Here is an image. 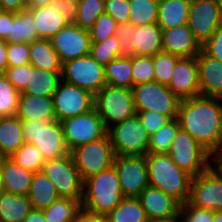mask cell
I'll list each match as a JSON object with an SVG mask.
<instances>
[{
  "mask_svg": "<svg viewBox=\"0 0 222 222\" xmlns=\"http://www.w3.org/2000/svg\"><path fill=\"white\" fill-rule=\"evenodd\" d=\"M163 51L180 58L195 57L202 47L187 24L162 30Z\"/></svg>",
  "mask_w": 222,
  "mask_h": 222,
  "instance_id": "ffe728a7",
  "label": "cell"
},
{
  "mask_svg": "<svg viewBox=\"0 0 222 222\" xmlns=\"http://www.w3.org/2000/svg\"><path fill=\"white\" fill-rule=\"evenodd\" d=\"M221 169H222V151L221 153L215 158V162Z\"/></svg>",
  "mask_w": 222,
  "mask_h": 222,
  "instance_id": "be15d7a7",
  "label": "cell"
},
{
  "mask_svg": "<svg viewBox=\"0 0 222 222\" xmlns=\"http://www.w3.org/2000/svg\"><path fill=\"white\" fill-rule=\"evenodd\" d=\"M120 45L116 35L100 43H91L90 56L104 67L111 61L120 57Z\"/></svg>",
  "mask_w": 222,
  "mask_h": 222,
  "instance_id": "60d3db41",
  "label": "cell"
},
{
  "mask_svg": "<svg viewBox=\"0 0 222 222\" xmlns=\"http://www.w3.org/2000/svg\"><path fill=\"white\" fill-rule=\"evenodd\" d=\"M70 154L83 182L110 168L116 157L108 134L73 149Z\"/></svg>",
  "mask_w": 222,
  "mask_h": 222,
  "instance_id": "52a82bcc",
  "label": "cell"
},
{
  "mask_svg": "<svg viewBox=\"0 0 222 222\" xmlns=\"http://www.w3.org/2000/svg\"><path fill=\"white\" fill-rule=\"evenodd\" d=\"M135 26L131 23L118 24L116 36L120 45V57H132L133 52V36Z\"/></svg>",
  "mask_w": 222,
  "mask_h": 222,
  "instance_id": "bcb514c9",
  "label": "cell"
},
{
  "mask_svg": "<svg viewBox=\"0 0 222 222\" xmlns=\"http://www.w3.org/2000/svg\"><path fill=\"white\" fill-rule=\"evenodd\" d=\"M113 166L124 197H139L149 185L145 155L116 156Z\"/></svg>",
  "mask_w": 222,
  "mask_h": 222,
  "instance_id": "9a60e30c",
  "label": "cell"
},
{
  "mask_svg": "<svg viewBox=\"0 0 222 222\" xmlns=\"http://www.w3.org/2000/svg\"><path fill=\"white\" fill-rule=\"evenodd\" d=\"M30 64L35 68L62 71V63L47 39L39 38L30 43Z\"/></svg>",
  "mask_w": 222,
  "mask_h": 222,
  "instance_id": "1f68e13d",
  "label": "cell"
},
{
  "mask_svg": "<svg viewBox=\"0 0 222 222\" xmlns=\"http://www.w3.org/2000/svg\"><path fill=\"white\" fill-rule=\"evenodd\" d=\"M32 209L28 195L4 192L0 197V222H23Z\"/></svg>",
  "mask_w": 222,
  "mask_h": 222,
  "instance_id": "4dcf8cb0",
  "label": "cell"
},
{
  "mask_svg": "<svg viewBox=\"0 0 222 222\" xmlns=\"http://www.w3.org/2000/svg\"><path fill=\"white\" fill-rule=\"evenodd\" d=\"M28 197L33 209L38 210L49 207L60 198L54 184L42 170L34 173Z\"/></svg>",
  "mask_w": 222,
  "mask_h": 222,
  "instance_id": "f546056e",
  "label": "cell"
},
{
  "mask_svg": "<svg viewBox=\"0 0 222 222\" xmlns=\"http://www.w3.org/2000/svg\"><path fill=\"white\" fill-rule=\"evenodd\" d=\"M129 23L136 26L157 23L159 0H129Z\"/></svg>",
  "mask_w": 222,
  "mask_h": 222,
  "instance_id": "d590c367",
  "label": "cell"
},
{
  "mask_svg": "<svg viewBox=\"0 0 222 222\" xmlns=\"http://www.w3.org/2000/svg\"><path fill=\"white\" fill-rule=\"evenodd\" d=\"M16 116L20 120L54 121L53 98L30 94H20Z\"/></svg>",
  "mask_w": 222,
  "mask_h": 222,
  "instance_id": "603a6c76",
  "label": "cell"
},
{
  "mask_svg": "<svg viewBox=\"0 0 222 222\" xmlns=\"http://www.w3.org/2000/svg\"><path fill=\"white\" fill-rule=\"evenodd\" d=\"M213 222H222V211H214Z\"/></svg>",
  "mask_w": 222,
  "mask_h": 222,
  "instance_id": "6125c7cd",
  "label": "cell"
},
{
  "mask_svg": "<svg viewBox=\"0 0 222 222\" xmlns=\"http://www.w3.org/2000/svg\"><path fill=\"white\" fill-rule=\"evenodd\" d=\"M21 122L25 143L34 144L45 161L70 154L60 121L21 120Z\"/></svg>",
  "mask_w": 222,
  "mask_h": 222,
  "instance_id": "277c9868",
  "label": "cell"
},
{
  "mask_svg": "<svg viewBox=\"0 0 222 222\" xmlns=\"http://www.w3.org/2000/svg\"><path fill=\"white\" fill-rule=\"evenodd\" d=\"M81 202L82 200L60 197L42 211L47 222H76L82 209Z\"/></svg>",
  "mask_w": 222,
  "mask_h": 222,
  "instance_id": "e575fe53",
  "label": "cell"
},
{
  "mask_svg": "<svg viewBox=\"0 0 222 222\" xmlns=\"http://www.w3.org/2000/svg\"><path fill=\"white\" fill-rule=\"evenodd\" d=\"M179 129L177 118L171 119L150 136L147 153H168Z\"/></svg>",
  "mask_w": 222,
  "mask_h": 222,
  "instance_id": "8d00e7d4",
  "label": "cell"
},
{
  "mask_svg": "<svg viewBox=\"0 0 222 222\" xmlns=\"http://www.w3.org/2000/svg\"><path fill=\"white\" fill-rule=\"evenodd\" d=\"M202 50L210 57L222 61V25L211 35L202 46Z\"/></svg>",
  "mask_w": 222,
  "mask_h": 222,
  "instance_id": "f5cc1de1",
  "label": "cell"
},
{
  "mask_svg": "<svg viewBox=\"0 0 222 222\" xmlns=\"http://www.w3.org/2000/svg\"><path fill=\"white\" fill-rule=\"evenodd\" d=\"M180 57L164 51L153 56L154 81L168 86L173 70Z\"/></svg>",
  "mask_w": 222,
  "mask_h": 222,
  "instance_id": "b9f144b4",
  "label": "cell"
},
{
  "mask_svg": "<svg viewBox=\"0 0 222 222\" xmlns=\"http://www.w3.org/2000/svg\"><path fill=\"white\" fill-rule=\"evenodd\" d=\"M49 5L54 7L68 23H75L78 0H50Z\"/></svg>",
  "mask_w": 222,
  "mask_h": 222,
  "instance_id": "816d5d0a",
  "label": "cell"
},
{
  "mask_svg": "<svg viewBox=\"0 0 222 222\" xmlns=\"http://www.w3.org/2000/svg\"><path fill=\"white\" fill-rule=\"evenodd\" d=\"M4 74L11 84L21 92L30 78V63L22 66L8 67Z\"/></svg>",
  "mask_w": 222,
  "mask_h": 222,
  "instance_id": "f907efd6",
  "label": "cell"
},
{
  "mask_svg": "<svg viewBox=\"0 0 222 222\" xmlns=\"http://www.w3.org/2000/svg\"><path fill=\"white\" fill-rule=\"evenodd\" d=\"M189 29L202 47L222 25V11L218 0H201L190 4L187 20Z\"/></svg>",
  "mask_w": 222,
  "mask_h": 222,
  "instance_id": "2e32d148",
  "label": "cell"
},
{
  "mask_svg": "<svg viewBox=\"0 0 222 222\" xmlns=\"http://www.w3.org/2000/svg\"><path fill=\"white\" fill-rule=\"evenodd\" d=\"M180 217H183L180 222H213L214 211L201 209L189 202L180 205Z\"/></svg>",
  "mask_w": 222,
  "mask_h": 222,
  "instance_id": "7dc6e473",
  "label": "cell"
},
{
  "mask_svg": "<svg viewBox=\"0 0 222 222\" xmlns=\"http://www.w3.org/2000/svg\"><path fill=\"white\" fill-rule=\"evenodd\" d=\"M23 222H47L42 210L32 209Z\"/></svg>",
  "mask_w": 222,
  "mask_h": 222,
  "instance_id": "680465c9",
  "label": "cell"
},
{
  "mask_svg": "<svg viewBox=\"0 0 222 222\" xmlns=\"http://www.w3.org/2000/svg\"><path fill=\"white\" fill-rule=\"evenodd\" d=\"M27 9V0H0V10L18 13Z\"/></svg>",
  "mask_w": 222,
  "mask_h": 222,
  "instance_id": "db71d44e",
  "label": "cell"
},
{
  "mask_svg": "<svg viewBox=\"0 0 222 222\" xmlns=\"http://www.w3.org/2000/svg\"><path fill=\"white\" fill-rule=\"evenodd\" d=\"M138 198L149 220L169 219L180 213V204L158 188L148 185Z\"/></svg>",
  "mask_w": 222,
  "mask_h": 222,
  "instance_id": "d6986e66",
  "label": "cell"
},
{
  "mask_svg": "<svg viewBox=\"0 0 222 222\" xmlns=\"http://www.w3.org/2000/svg\"><path fill=\"white\" fill-rule=\"evenodd\" d=\"M52 98L56 120L60 122L93 109L94 95L90 91L63 80Z\"/></svg>",
  "mask_w": 222,
  "mask_h": 222,
  "instance_id": "5bb4252c",
  "label": "cell"
},
{
  "mask_svg": "<svg viewBox=\"0 0 222 222\" xmlns=\"http://www.w3.org/2000/svg\"><path fill=\"white\" fill-rule=\"evenodd\" d=\"M50 41L61 63L90 54L89 30L82 29L75 23H68Z\"/></svg>",
  "mask_w": 222,
  "mask_h": 222,
  "instance_id": "e0dca14e",
  "label": "cell"
},
{
  "mask_svg": "<svg viewBox=\"0 0 222 222\" xmlns=\"http://www.w3.org/2000/svg\"><path fill=\"white\" fill-rule=\"evenodd\" d=\"M9 158L19 166L34 173L41 171L45 162L43 155L32 143H24Z\"/></svg>",
  "mask_w": 222,
  "mask_h": 222,
  "instance_id": "f35d334b",
  "label": "cell"
},
{
  "mask_svg": "<svg viewBox=\"0 0 222 222\" xmlns=\"http://www.w3.org/2000/svg\"><path fill=\"white\" fill-rule=\"evenodd\" d=\"M116 156L146 155L150 135L137 115L107 129Z\"/></svg>",
  "mask_w": 222,
  "mask_h": 222,
  "instance_id": "ba28073f",
  "label": "cell"
},
{
  "mask_svg": "<svg viewBox=\"0 0 222 222\" xmlns=\"http://www.w3.org/2000/svg\"><path fill=\"white\" fill-rule=\"evenodd\" d=\"M76 222H108V220L105 215L93 214L81 209Z\"/></svg>",
  "mask_w": 222,
  "mask_h": 222,
  "instance_id": "9f6ffc18",
  "label": "cell"
},
{
  "mask_svg": "<svg viewBox=\"0 0 222 222\" xmlns=\"http://www.w3.org/2000/svg\"><path fill=\"white\" fill-rule=\"evenodd\" d=\"M167 154L178 168L186 171L192 177L208 170L213 165L212 160L215 162V158L181 128Z\"/></svg>",
  "mask_w": 222,
  "mask_h": 222,
  "instance_id": "8992f818",
  "label": "cell"
},
{
  "mask_svg": "<svg viewBox=\"0 0 222 222\" xmlns=\"http://www.w3.org/2000/svg\"><path fill=\"white\" fill-rule=\"evenodd\" d=\"M50 0H27V8H40L49 5Z\"/></svg>",
  "mask_w": 222,
  "mask_h": 222,
  "instance_id": "91938a15",
  "label": "cell"
},
{
  "mask_svg": "<svg viewBox=\"0 0 222 222\" xmlns=\"http://www.w3.org/2000/svg\"><path fill=\"white\" fill-rule=\"evenodd\" d=\"M118 23L107 13H101L89 29L91 43H100L116 35Z\"/></svg>",
  "mask_w": 222,
  "mask_h": 222,
  "instance_id": "ee69618b",
  "label": "cell"
},
{
  "mask_svg": "<svg viewBox=\"0 0 222 222\" xmlns=\"http://www.w3.org/2000/svg\"><path fill=\"white\" fill-rule=\"evenodd\" d=\"M189 0H159L157 25L162 30L187 24Z\"/></svg>",
  "mask_w": 222,
  "mask_h": 222,
  "instance_id": "484cf974",
  "label": "cell"
},
{
  "mask_svg": "<svg viewBox=\"0 0 222 222\" xmlns=\"http://www.w3.org/2000/svg\"><path fill=\"white\" fill-rule=\"evenodd\" d=\"M181 217L178 215L177 217H172L169 219H159V220H149L148 222H178Z\"/></svg>",
  "mask_w": 222,
  "mask_h": 222,
  "instance_id": "94428289",
  "label": "cell"
},
{
  "mask_svg": "<svg viewBox=\"0 0 222 222\" xmlns=\"http://www.w3.org/2000/svg\"><path fill=\"white\" fill-rule=\"evenodd\" d=\"M20 94L7 76L0 73V118L17 114Z\"/></svg>",
  "mask_w": 222,
  "mask_h": 222,
  "instance_id": "74e56055",
  "label": "cell"
},
{
  "mask_svg": "<svg viewBox=\"0 0 222 222\" xmlns=\"http://www.w3.org/2000/svg\"><path fill=\"white\" fill-rule=\"evenodd\" d=\"M42 171L54 184L59 197L83 199L84 182L71 154L59 159L46 160Z\"/></svg>",
  "mask_w": 222,
  "mask_h": 222,
  "instance_id": "30bf717a",
  "label": "cell"
},
{
  "mask_svg": "<svg viewBox=\"0 0 222 222\" xmlns=\"http://www.w3.org/2000/svg\"><path fill=\"white\" fill-rule=\"evenodd\" d=\"M24 143L21 120L16 115L0 118V156L10 157Z\"/></svg>",
  "mask_w": 222,
  "mask_h": 222,
  "instance_id": "83f0119b",
  "label": "cell"
},
{
  "mask_svg": "<svg viewBox=\"0 0 222 222\" xmlns=\"http://www.w3.org/2000/svg\"><path fill=\"white\" fill-rule=\"evenodd\" d=\"M10 34V12L0 10V40H5Z\"/></svg>",
  "mask_w": 222,
  "mask_h": 222,
  "instance_id": "11a10c76",
  "label": "cell"
},
{
  "mask_svg": "<svg viewBox=\"0 0 222 222\" xmlns=\"http://www.w3.org/2000/svg\"><path fill=\"white\" fill-rule=\"evenodd\" d=\"M61 72L35 68L30 64V78L20 93L53 97L58 84L62 80Z\"/></svg>",
  "mask_w": 222,
  "mask_h": 222,
  "instance_id": "d4e9b609",
  "label": "cell"
},
{
  "mask_svg": "<svg viewBox=\"0 0 222 222\" xmlns=\"http://www.w3.org/2000/svg\"><path fill=\"white\" fill-rule=\"evenodd\" d=\"M123 198L113 165L84 181L81 204L82 209L90 213L106 216Z\"/></svg>",
  "mask_w": 222,
  "mask_h": 222,
  "instance_id": "3957f363",
  "label": "cell"
},
{
  "mask_svg": "<svg viewBox=\"0 0 222 222\" xmlns=\"http://www.w3.org/2000/svg\"><path fill=\"white\" fill-rule=\"evenodd\" d=\"M218 4H219V7L221 8V11H222V0H218Z\"/></svg>",
  "mask_w": 222,
  "mask_h": 222,
  "instance_id": "03108f58",
  "label": "cell"
},
{
  "mask_svg": "<svg viewBox=\"0 0 222 222\" xmlns=\"http://www.w3.org/2000/svg\"><path fill=\"white\" fill-rule=\"evenodd\" d=\"M189 1L192 3V2H195V1H201V0H189Z\"/></svg>",
  "mask_w": 222,
  "mask_h": 222,
  "instance_id": "003e7915",
  "label": "cell"
},
{
  "mask_svg": "<svg viewBox=\"0 0 222 222\" xmlns=\"http://www.w3.org/2000/svg\"><path fill=\"white\" fill-rule=\"evenodd\" d=\"M0 171L4 191L17 195H28L34 172L19 166L9 157H1Z\"/></svg>",
  "mask_w": 222,
  "mask_h": 222,
  "instance_id": "7402d4cb",
  "label": "cell"
},
{
  "mask_svg": "<svg viewBox=\"0 0 222 222\" xmlns=\"http://www.w3.org/2000/svg\"><path fill=\"white\" fill-rule=\"evenodd\" d=\"M180 100L200 96L199 69L195 57L180 58L167 86Z\"/></svg>",
  "mask_w": 222,
  "mask_h": 222,
  "instance_id": "ac0fdd59",
  "label": "cell"
},
{
  "mask_svg": "<svg viewBox=\"0 0 222 222\" xmlns=\"http://www.w3.org/2000/svg\"><path fill=\"white\" fill-rule=\"evenodd\" d=\"M7 68V42L0 40V73H5Z\"/></svg>",
  "mask_w": 222,
  "mask_h": 222,
  "instance_id": "6f0895ef",
  "label": "cell"
},
{
  "mask_svg": "<svg viewBox=\"0 0 222 222\" xmlns=\"http://www.w3.org/2000/svg\"><path fill=\"white\" fill-rule=\"evenodd\" d=\"M133 86L154 81L153 56H132Z\"/></svg>",
  "mask_w": 222,
  "mask_h": 222,
  "instance_id": "7bdbcfd3",
  "label": "cell"
},
{
  "mask_svg": "<svg viewBox=\"0 0 222 222\" xmlns=\"http://www.w3.org/2000/svg\"><path fill=\"white\" fill-rule=\"evenodd\" d=\"M200 96L222 98V61L201 50L197 55Z\"/></svg>",
  "mask_w": 222,
  "mask_h": 222,
  "instance_id": "44dd1931",
  "label": "cell"
},
{
  "mask_svg": "<svg viewBox=\"0 0 222 222\" xmlns=\"http://www.w3.org/2000/svg\"><path fill=\"white\" fill-rule=\"evenodd\" d=\"M108 222H148L146 211L138 197H124L107 215Z\"/></svg>",
  "mask_w": 222,
  "mask_h": 222,
  "instance_id": "d6a6232c",
  "label": "cell"
},
{
  "mask_svg": "<svg viewBox=\"0 0 222 222\" xmlns=\"http://www.w3.org/2000/svg\"><path fill=\"white\" fill-rule=\"evenodd\" d=\"M149 186L158 188L180 205L188 202L192 176L178 168L167 153H147Z\"/></svg>",
  "mask_w": 222,
  "mask_h": 222,
  "instance_id": "7a4b0ae2",
  "label": "cell"
},
{
  "mask_svg": "<svg viewBox=\"0 0 222 222\" xmlns=\"http://www.w3.org/2000/svg\"><path fill=\"white\" fill-rule=\"evenodd\" d=\"M61 124L65 142L70 152L107 134V129L94 108L87 113L62 120Z\"/></svg>",
  "mask_w": 222,
  "mask_h": 222,
  "instance_id": "4fadbf2b",
  "label": "cell"
},
{
  "mask_svg": "<svg viewBox=\"0 0 222 222\" xmlns=\"http://www.w3.org/2000/svg\"><path fill=\"white\" fill-rule=\"evenodd\" d=\"M104 72L107 85L132 89V57L111 60L104 67Z\"/></svg>",
  "mask_w": 222,
  "mask_h": 222,
  "instance_id": "836d02e7",
  "label": "cell"
},
{
  "mask_svg": "<svg viewBox=\"0 0 222 222\" xmlns=\"http://www.w3.org/2000/svg\"><path fill=\"white\" fill-rule=\"evenodd\" d=\"M34 18L35 28L39 38L50 40L68 22L50 5L40 8H27Z\"/></svg>",
  "mask_w": 222,
  "mask_h": 222,
  "instance_id": "4316f807",
  "label": "cell"
},
{
  "mask_svg": "<svg viewBox=\"0 0 222 222\" xmlns=\"http://www.w3.org/2000/svg\"><path fill=\"white\" fill-rule=\"evenodd\" d=\"M141 124L145 127L148 134H155L162 126L171 119L159 112L155 111H136Z\"/></svg>",
  "mask_w": 222,
  "mask_h": 222,
  "instance_id": "681fc988",
  "label": "cell"
},
{
  "mask_svg": "<svg viewBox=\"0 0 222 222\" xmlns=\"http://www.w3.org/2000/svg\"><path fill=\"white\" fill-rule=\"evenodd\" d=\"M33 14L28 10L10 12V34L7 43H31L38 40Z\"/></svg>",
  "mask_w": 222,
  "mask_h": 222,
  "instance_id": "f1b7e54d",
  "label": "cell"
},
{
  "mask_svg": "<svg viewBox=\"0 0 222 222\" xmlns=\"http://www.w3.org/2000/svg\"><path fill=\"white\" fill-rule=\"evenodd\" d=\"M188 202L201 209L222 211V169L216 163L192 177Z\"/></svg>",
  "mask_w": 222,
  "mask_h": 222,
  "instance_id": "8fae6325",
  "label": "cell"
},
{
  "mask_svg": "<svg viewBox=\"0 0 222 222\" xmlns=\"http://www.w3.org/2000/svg\"><path fill=\"white\" fill-rule=\"evenodd\" d=\"M105 0H78V13L75 24L82 29L89 30L104 13Z\"/></svg>",
  "mask_w": 222,
  "mask_h": 222,
  "instance_id": "ab89813d",
  "label": "cell"
},
{
  "mask_svg": "<svg viewBox=\"0 0 222 222\" xmlns=\"http://www.w3.org/2000/svg\"><path fill=\"white\" fill-rule=\"evenodd\" d=\"M93 108L106 129L137 114L132 89L107 84L94 94Z\"/></svg>",
  "mask_w": 222,
  "mask_h": 222,
  "instance_id": "5b68a950",
  "label": "cell"
},
{
  "mask_svg": "<svg viewBox=\"0 0 222 222\" xmlns=\"http://www.w3.org/2000/svg\"><path fill=\"white\" fill-rule=\"evenodd\" d=\"M4 187H3V181H2V174H1V171H0V197L1 195L4 193Z\"/></svg>",
  "mask_w": 222,
  "mask_h": 222,
  "instance_id": "e7e4bbea",
  "label": "cell"
},
{
  "mask_svg": "<svg viewBox=\"0 0 222 222\" xmlns=\"http://www.w3.org/2000/svg\"><path fill=\"white\" fill-rule=\"evenodd\" d=\"M8 67L30 63V43H7Z\"/></svg>",
  "mask_w": 222,
  "mask_h": 222,
  "instance_id": "f6af8a7d",
  "label": "cell"
},
{
  "mask_svg": "<svg viewBox=\"0 0 222 222\" xmlns=\"http://www.w3.org/2000/svg\"><path fill=\"white\" fill-rule=\"evenodd\" d=\"M104 13L110 15L118 24L129 23V0H105Z\"/></svg>",
  "mask_w": 222,
  "mask_h": 222,
  "instance_id": "c3c4849f",
  "label": "cell"
},
{
  "mask_svg": "<svg viewBox=\"0 0 222 222\" xmlns=\"http://www.w3.org/2000/svg\"><path fill=\"white\" fill-rule=\"evenodd\" d=\"M177 120L213 158L222 151V98L197 96L181 100Z\"/></svg>",
  "mask_w": 222,
  "mask_h": 222,
  "instance_id": "6da1fadb",
  "label": "cell"
},
{
  "mask_svg": "<svg viewBox=\"0 0 222 222\" xmlns=\"http://www.w3.org/2000/svg\"><path fill=\"white\" fill-rule=\"evenodd\" d=\"M136 111H155L170 119L177 118L180 99L166 86L156 81L132 87Z\"/></svg>",
  "mask_w": 222,
  "mask_h": 222,
  "instance_id": "9c48e42d",
  "label": "cell"
},
{
  "mask_svg": "<svg viewBox=\"0 0 222 222\" xmlns=\"http://www.w3.org/2000/svg\"><path fill=\"white\" fill-rule=\"evenodd\" d=\"M163 51L162 29L157 23L136 26L133 36V52L139 56H155Z\"/></svg>",
  "mask_w": 222,
  "mask_h": 222,
  "instance_id": "cb8c5ba5",
  "label": "cell"
},
{
  "mask_svg": "<svg viewBox=\"0 0 222 222\" xmlns=\"http://www.w3.org/2000/svg\"><path fill=\"white\" fill-rule=\"evenodd\" d=\"M61 78L64 82L86 89L93 95L106 85L104 66L90 54L62 63Z\"/></svg>",
  "mask_w": 222,
  "mask_h": 222,
  "instance_id": "7c38bea8",
  "label": "cell"
}]
</instances>
